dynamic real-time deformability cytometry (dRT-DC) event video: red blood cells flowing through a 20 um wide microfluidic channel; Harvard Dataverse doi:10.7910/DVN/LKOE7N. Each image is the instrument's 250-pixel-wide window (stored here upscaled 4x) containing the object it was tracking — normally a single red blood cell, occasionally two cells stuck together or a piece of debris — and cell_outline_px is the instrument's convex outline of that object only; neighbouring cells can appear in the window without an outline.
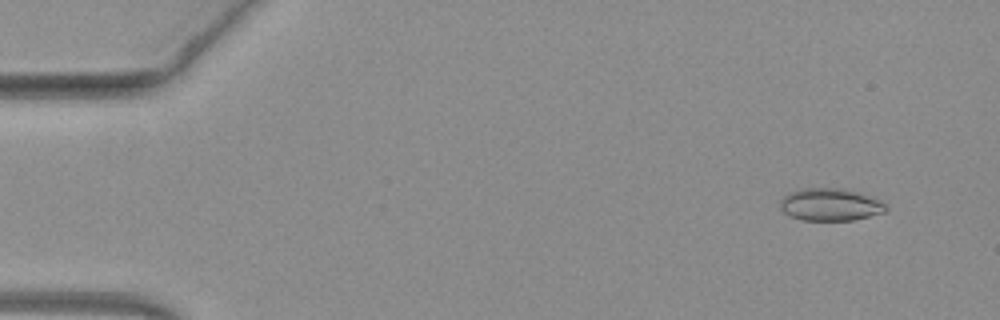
{"species": "common noctule bat (a hibernating species)", "species_latin": "Nyctalus noctula", "temperature_condition": "warm", "stored_images_in_passage": 51, "camera_frame_rate_fps": 3000, "um_per_image_px": 0.085, "animal": {"sex": "female", "body_mass_g": 19.3, "forearm_length_mm": 54.1}, "frame": {"image": 1, "passage_image": 4, "time_ms": 1.0, "image_size_px": [1000, 320], "cell_outline_px": [[888, 208], [884, 212], [852, 220], [804, 220], [792, 216], [784, 212], [780, 208], [780, 200], [784, 196], [792, 192], [804, 188], [844, 188], [880, 200]], "centroid_in_image_um": [70.56, 17.39], "position_along_channel_um": 14.4, "area_um2": 19.65}}
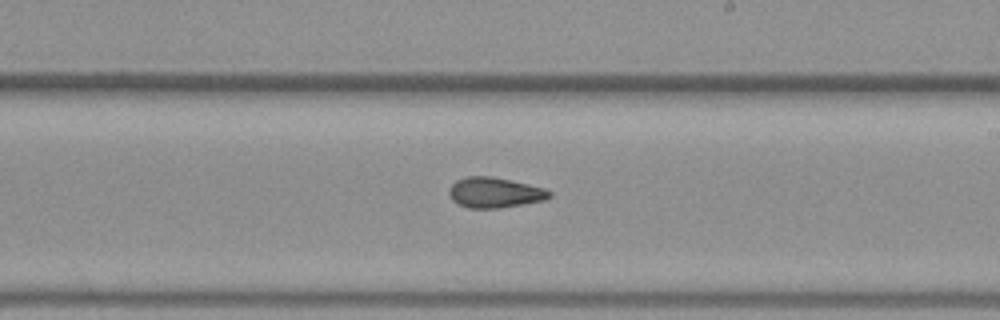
{"frame": {"image": 2, "passage_image": 30, "time_ms": 9.667, "image_size_px": [1000, 320], "cell_outline_px": [[552, 196], [544, 200], [524, 204], [500, 208], [468, 208], [452, 200], [448, 192], [452, 184], [456, 180], [468, 176], [492, 176], [528, 184], [544, 188], [552, 192]], "centroid_in_image_um": [42.06, 16.37], "position_along_channel_um": 246.9, "area_um2": 17.74}}
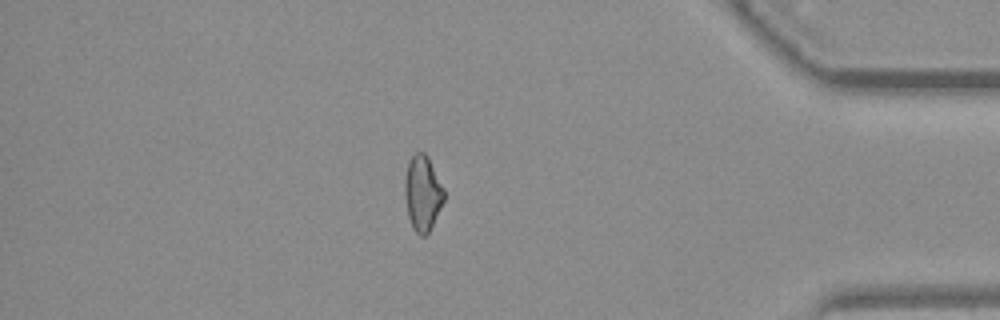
{"frame": {"image": 3, "passage_image": 44, "time_ms": 14.333, "image_size_px": [1000, 320], "cell_outline_px": [[444, 200], [428, 232], [424, 236], [420, 236], [412, 228], [408, 216], [404, 196], [404, 180], [408, 160], [416, 152], [424, 152], [428, 156], [444, 188]], "centroid_in_image_um": [35.9, 16.39], "position_along_channel_um": 399.3, "area_um2": 17.28}, "authors_computed_cell_mechanics": {"area_um2": 18.0336, "velocity_mm_per_s": 4.0469, "shape_relaxation_time_tau1_ms": null, "shape_relaxation_time_tau2_ms": 1.9306, "deformation_change_tau1": null, "deformation_change_tau2": 0.0695}}